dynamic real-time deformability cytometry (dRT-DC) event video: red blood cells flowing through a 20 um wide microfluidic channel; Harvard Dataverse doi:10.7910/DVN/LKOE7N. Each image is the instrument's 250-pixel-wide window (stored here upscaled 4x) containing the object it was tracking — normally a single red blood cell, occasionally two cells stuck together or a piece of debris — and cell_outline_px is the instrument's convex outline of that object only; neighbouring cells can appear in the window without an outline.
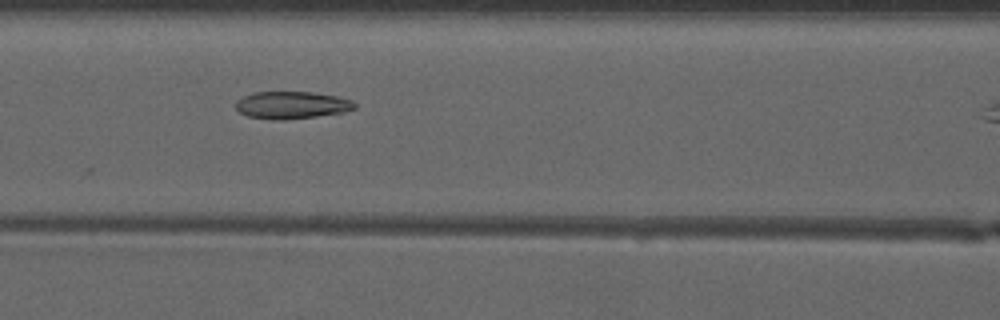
{"species": "common noctule bat (a hibernating species)", "species_latin": "Nyctalus noctula", "temperature_condition": "warm", "stored_images_in_passage": 36, "camera_frame_rate_fps": 3000, "um_per_image_px": 0.085, "animal": {"sex": "male", "forearm_length_mm": 52.5}, "frame": {"image": 1, "passage_image": 17, "time_ms": 5.333, "image_size_px": [1000, 320], "cell_outline_px": [[356, 108], [344, 112], [316, 116], [284, 120], [272, 120], [248, 116], [240, 112], [236, 108], [236, 100], [244, 96], [256, 92], [312, 92], [336, 96], [352, 100], [356, 104]], "centroid_in_image_um": [24.8, 8.93], "position_along_channel_um": 141.8, "area_um2": 18.9}}
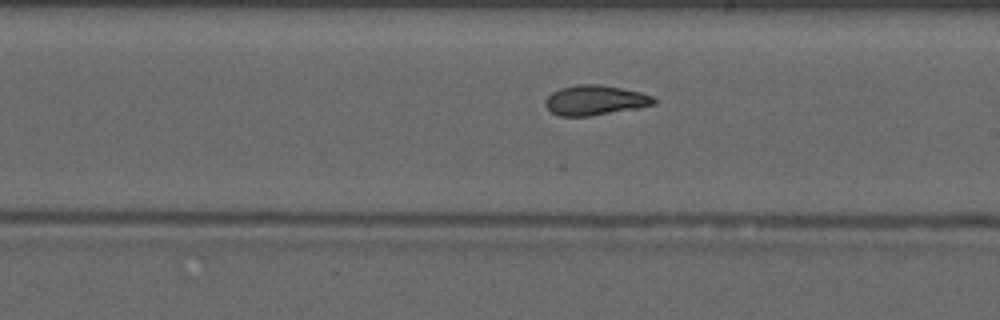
{"frame": {"image": 2, "passage_image": 24, "time_ms": 7.667, "image_size_px": [1000, 320], "cell_outline_px": [[656, 104], [640, 108], [588, 116], [560, 116], [552, 112], [544, 104], [544, 100], [552, 92], [560, 88], [576, 84], [600, 84], [640, 92], [652, 96], [656, 100]], "centroid_in_image_um": [50.58, 8.52], "position_along_channel_um": 238.4, "area_um2": 18.96}}
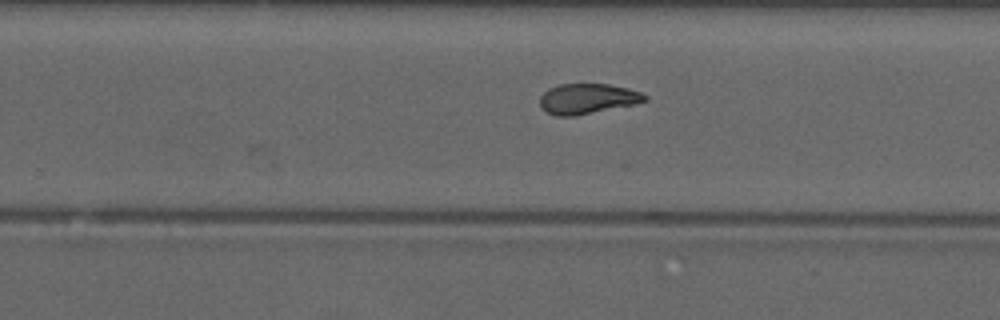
{"frame": {"image": 3, "passage_image": 27, "time_ms": 8.667, "image_size_px": [1000, 320], "cell_outline_px": [[648, 100], [632, 104], [572, 116], [556, 116], [548, 112], [540, 104], [540, 96], [548, 88], [560, 84], [608, 84], [628, 88], [640, 92], [648, 96]], "centroid_in_image_um": [49.92, 8.37], "position_along_channel_um": 279.9, "area_um2": 18.15}}